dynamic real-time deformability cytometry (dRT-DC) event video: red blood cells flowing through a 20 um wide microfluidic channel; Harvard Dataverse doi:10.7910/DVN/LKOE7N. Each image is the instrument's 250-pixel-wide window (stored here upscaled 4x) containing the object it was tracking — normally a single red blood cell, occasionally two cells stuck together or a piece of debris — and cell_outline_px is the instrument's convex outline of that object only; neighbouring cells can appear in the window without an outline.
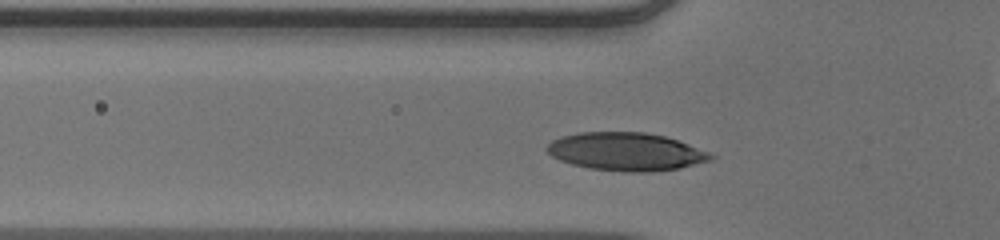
{"species": "human", "species_latin": "Homo sapiens", "temperature_condition": "warm", "stored_images_in_passage": 32, "camera_frame_rate_fps": 3000, "um_per_image_px": 0.085, "donor": {"sex": "male"}, "frame": {"image": 1, "passage_image": 6, "time_ms": 1.667, "image_size_px": [1000, 240], "cell_outline_px": [[716, 156], [712, 160], [680, 168], [648, 172], [624, 172], [588, 168], [572, 164], [560, 160], [552, 156], [544, 148], [552, 140], [560, 136], [580, 132], [644, 132], [664, 136], [688, 144], [708, 152]], "centroid_in_image_um": [53.19, 12.89], "position_along_channel_um": 72.6, "area_um2": 36.36}}
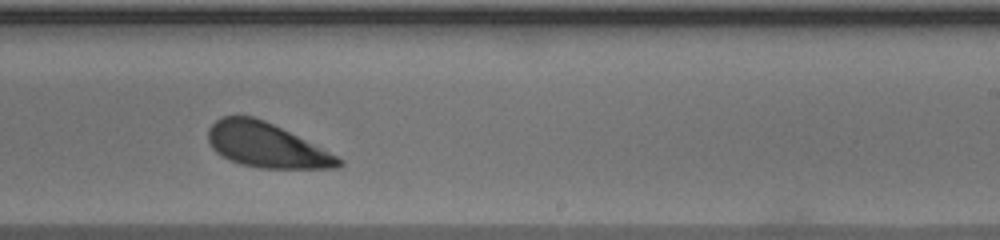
{"frame": {"image": 2, "passage_image": 21, "time_ms": 6.667, "image_size_px": [1000, 240], "cell_outline_px": [[344, 164], [340, 168], [260, 168], [240, 164], [216, 152], [212, 148], [208, 140], [208, 128], [216, 120], [224, 116], [252, 116], [264, 120], [344, 160]], "centroid_in_image_um": [22.61, 12.35], "position_along_channel_um": 266.4, "area_um2": 33.18}}
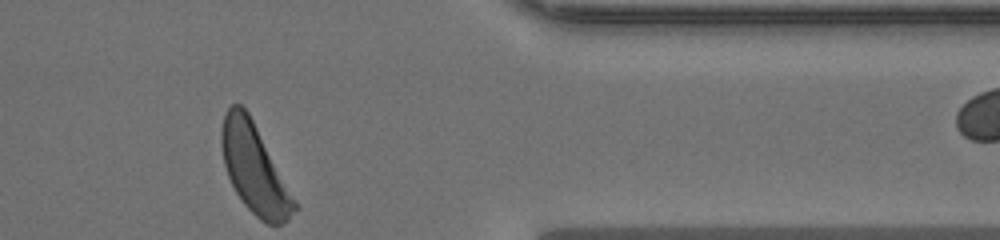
{"frame": {"image": 3, "passage_image": 32, "time_ms": 10.333, "image_size_px": [1000, 240], "cell_outline_px": [[300, 208], [288, 220], [280, 224], [268, 224], [260, 220], [244, 204], [236, 192], [228, 176], [224, 164], [220, 144], [220, 132], [224, 116], [228, 108], [232, 104], [240, 104], [248, 112]], "centroid_in_image_um": [21.62, 14.37], "position_along_channel_um": 389.8, "area_um2": 37.34}, "authors_computed_cell_mechanics": {"area_um2": 34.7378, "velocity_mm_per_s": 3.875, "shape_relaxation_time_tau1_ms": 1.75, "shape_relaxation_time_tau2_ms": null, "deformation_change_tau1": 0.1135, "deformation_change_tau2": null}}